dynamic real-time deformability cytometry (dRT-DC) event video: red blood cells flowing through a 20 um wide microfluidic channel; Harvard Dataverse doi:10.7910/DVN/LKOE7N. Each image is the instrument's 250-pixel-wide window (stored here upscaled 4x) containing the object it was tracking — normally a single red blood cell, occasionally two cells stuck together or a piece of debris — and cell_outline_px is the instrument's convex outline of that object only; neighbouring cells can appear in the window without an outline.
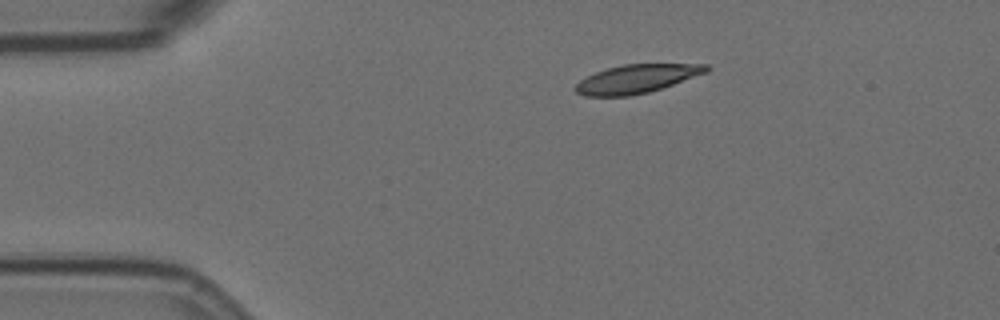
{"species": "Egyptian fruit bat (a non-hibernating species)", "species_latin": "Rousettus aegyptiacus", "temperature_condition": "room temperature", "stored_images_in_passage": 13, "camera_frame_rate_fps": 3000, "um_per_image_px": 0.085, "animal": {"sex": "female"}, "frame": {"image": 1, "passage_image": 1, "time_ms": 0.0, "image_size_px": [1000, 320], "cell_outline_px": [[712, 68], [708, 72], [648, 92], [628, 96], [584, 96], [576, 92], [572, 88], [580, 80], [596, 72], [608, 68], [624, 64], [708, 64]], "centroid_in_image_um": [54.11, 6.7], "position_along_channel_um": 30.9, "area_um2": 21.62}}
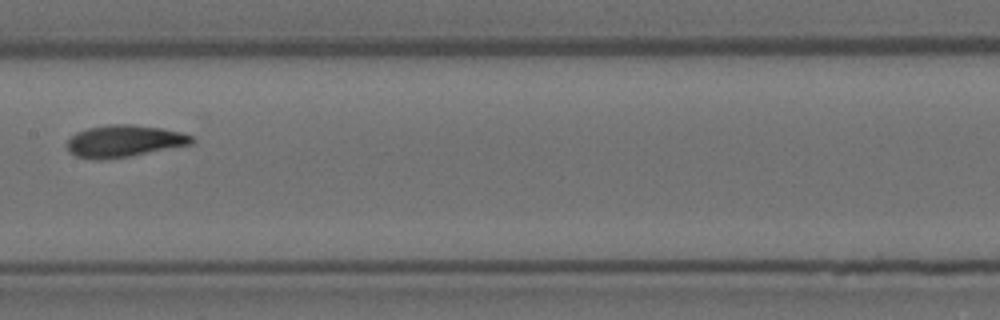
{"frame": {"image": 2, "passage_image": 6, "time_ms": 6.0, "image_size_px": [1000, 320], "cell_outline_px": [[196, 140], [192, 144], [128, 156], [100, 160], [92, 160], [76, 156], [68, 152], [64, 144], [76, 132], [88, 128], [108, 124], [132, 124], [160, 128], [180, 132], [192, 136]], "centroid_in_image_um": [10.49, 11.99], "position_along_channel_um": 196.9, "area_um2": 23.29}}
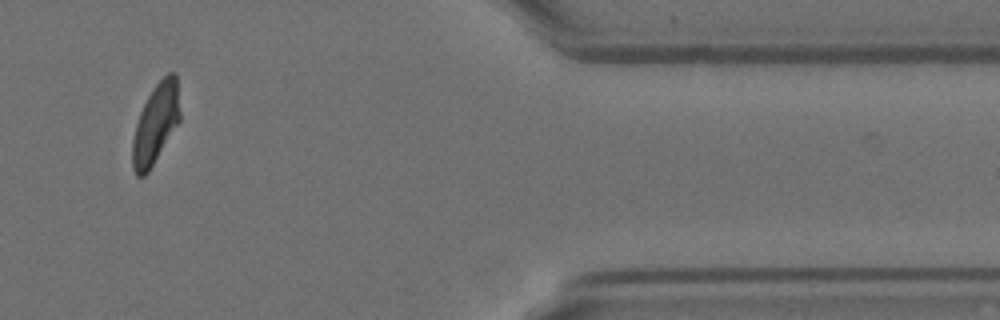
{"frame": {"image": 3, "passage_image": 11, "time_ms": 12.667, "image_size_px": [1000, 320], "cell_outline_px": [[180, 120], [148, 172], [144, 176], [136, 176], [132, 168], [132, 140], [136, 124], [140, 112], [152, 88], [168, 72], [172, 72], [176, 76], [180, 112]], "centroid_in_image_um": [13.21, 10.53], "position_along_channel_um": 398.2, "area_um2": 21.85}, "authors_computed_cell_mechanics": {"area_um2": 22.8888, "velocity_mm_per_s": 3.5633, "shape_relaxation_time_tau1_ms": 3.2876, "shape_relaxation_time_tau2_ms": null, "deformation_change_tau1": 0.1181, "deformation_change_tau2": null}}